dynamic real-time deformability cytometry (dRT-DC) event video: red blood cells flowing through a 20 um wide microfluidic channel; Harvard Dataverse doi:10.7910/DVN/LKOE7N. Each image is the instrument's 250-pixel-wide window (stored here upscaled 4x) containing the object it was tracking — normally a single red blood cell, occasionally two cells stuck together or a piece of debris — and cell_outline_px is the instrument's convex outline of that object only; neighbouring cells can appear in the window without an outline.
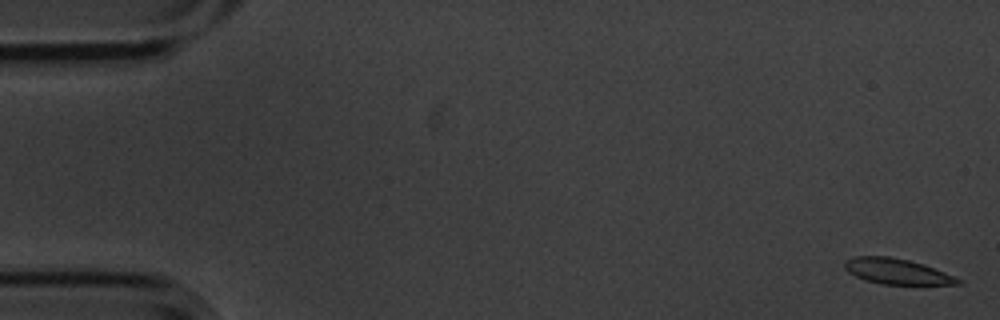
{"species": "common noctule bat (a hibernating species)", "species_latin": "Nyctalus noctula", "temperature_condition": "cold", "stored_images_in_passage": 6, "camera_frame_rate_fps": 3000, "um_per_image_px": 0.085, "animal": {"sex": "male", "body_mass_g": 20.1, "forearm_length_mm": 53.5}, "frame": {"image": 1, "passage_image": 1, "time_ms": 0.0, "image_size_px": [1000, 320], "cell_outline_px": [[964, 284], [880, 284], [864, 280], [848, 272], [844, 268], [844, 260], [852, 256], [888, 256], [908, 260], [924, 264], [964, 280]], "centroid_in_image_um": [76.22, 23.06], "position_along_channel_um": 8.8, "area_um2": 16.99}}
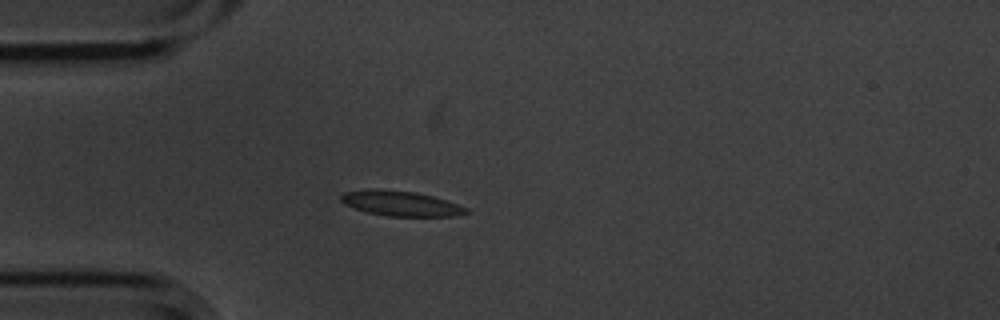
{"frame": {"image": 2, "passage_image": 5, "time_ms": 1.333, "image_size_px": [1000, 320], "cell_outline_px": [[468, 212], [452, 216], [388, 216], [368, 212], [344, 204], [340, 200], [340, 196], [344, 192], [368, 188], [376, 188], [416, 192], [432, 196], [468, 208]], "centroid_in_image_um": [34.0, 17.27], "position_along_channel_um": 51.0, "area_um2": 18.15}}